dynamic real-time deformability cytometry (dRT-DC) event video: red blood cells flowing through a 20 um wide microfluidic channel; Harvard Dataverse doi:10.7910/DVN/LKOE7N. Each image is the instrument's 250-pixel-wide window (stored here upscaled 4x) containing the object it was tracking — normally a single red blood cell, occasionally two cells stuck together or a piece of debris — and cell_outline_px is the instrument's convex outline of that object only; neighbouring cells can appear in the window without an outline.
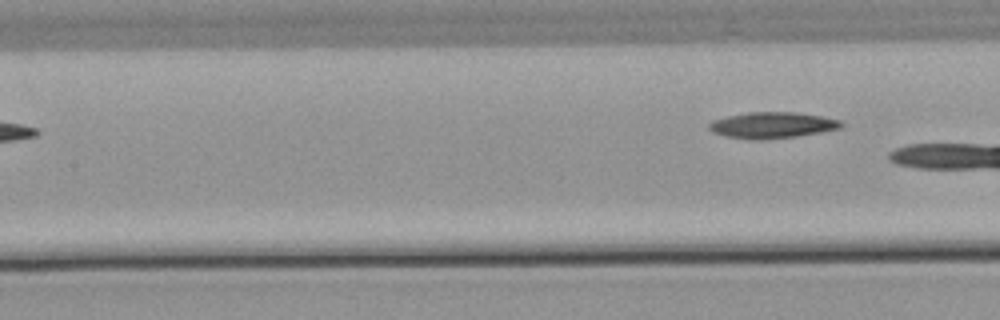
{"species": "common noctule bat (a hibernating species)", "species_latin": "Nyctalus noctula", "temperature_condition": "warm", "stored_images_in_passage": 4, "camera_frame_rate_fps": 3000, "um_per_image_px": 0.085, "animal": {"sex": "male", "body_mass_g": 21.5, "forearm_length_mm": 52.0}, "frame": {"image": 1, "passage_image": 4, "time_ms": 3.667, "image_size_px": [1000, 320], "cell_outline_px": [[844, 128], [796, 136], [768, 140], [748, 140], [728, 136], [712, 132], [708, 128], [708, 124], [716, 120], [728, 116], [748, 112], [796, 112], [820, 116], [840, 120], [844, 124]], "centroid_in_image_um": [65.67, 10.65], "position_along_channel_um": 141.7, "area_um2": 20.17}}